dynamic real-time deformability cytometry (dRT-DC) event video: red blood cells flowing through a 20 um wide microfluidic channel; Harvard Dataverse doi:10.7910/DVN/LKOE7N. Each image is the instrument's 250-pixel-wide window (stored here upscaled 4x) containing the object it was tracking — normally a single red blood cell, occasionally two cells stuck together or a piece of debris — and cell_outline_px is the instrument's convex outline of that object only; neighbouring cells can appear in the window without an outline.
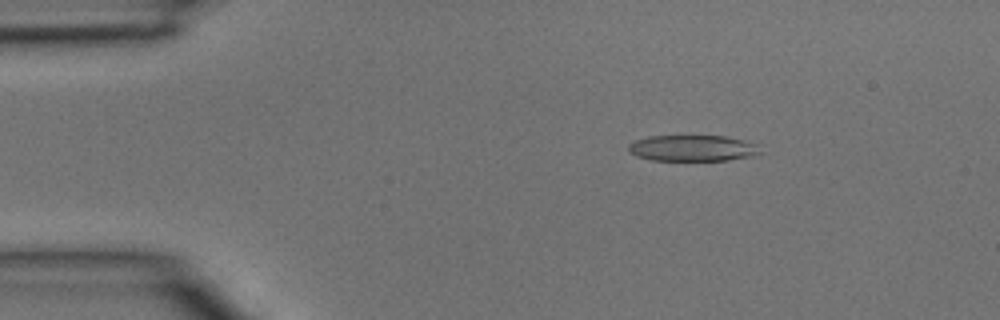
{"species": "common noctule bat (a hibernating species)", "species_latin": "Nyctalus noctula", "temperature_condition": "room temperature", "stored_images_in_passage": 4, "camera_frame_rate_fps": 3000, "um_per_image_px": 0.085, "animal": {"sex": "male", "body_mass_g": 15.6}, "frame": {"image": 1, "passage_image": 2, "time_ms": 0.333, "image_size_px": [1000, 320], "cell_outline_px": [[764, 152], [760, 156], [728, 160], [652, 160], [636, 156], [628, 152], [628, 144], [636, 140], [648, 136], [724, 136], [744, 140], [756, 144]], "centroid_in_image_um": [58.93, 12.6], "position_along_channel_um": 26.1, "area_um2": 20.35}}
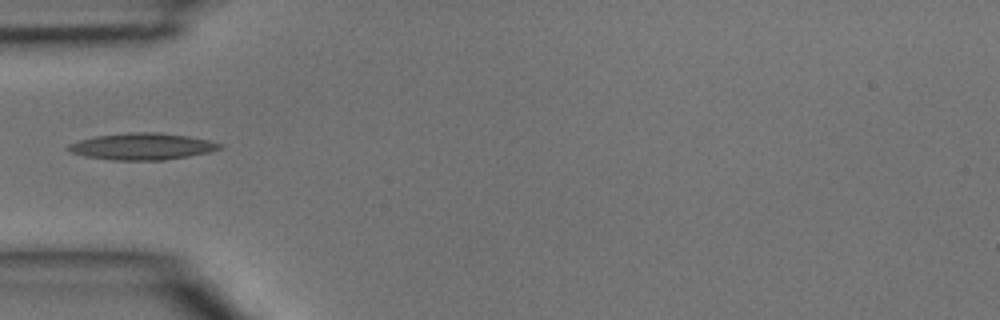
{"frame": {"image": 2, "passage_image": 4, "time_ms": 1.0, "image_size_px": [1000, 320], "cell_outline_px": [[224, 148], [208, 152], [188, 156], [164, 160], [112, 160], [84, 156], [72, 152], [64, 148], [68, 144], [80, 140], [96, 136], [128, 132], [160, 132], [188, 136], [208, 140], [224, 144]], "centroid_in_image_um": [12.09, 12.44], "position_along_channel_um": 72.9, "area_um2": 23.64}}